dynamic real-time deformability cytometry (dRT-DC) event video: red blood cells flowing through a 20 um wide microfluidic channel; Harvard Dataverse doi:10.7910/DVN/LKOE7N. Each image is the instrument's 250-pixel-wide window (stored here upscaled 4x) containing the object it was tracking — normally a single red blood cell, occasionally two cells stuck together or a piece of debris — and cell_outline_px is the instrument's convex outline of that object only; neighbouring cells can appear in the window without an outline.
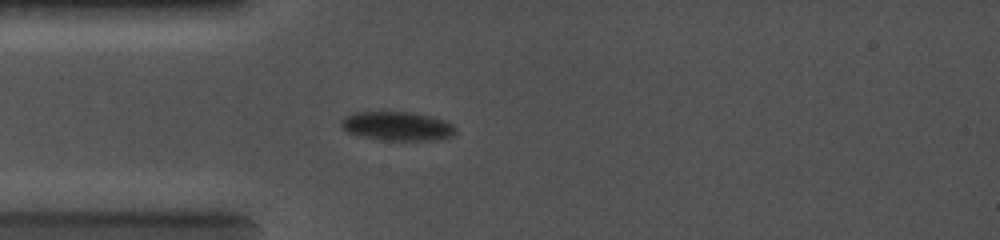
{"species": "common noctule bat (a hibernating species)", "species_latin": "Nyctalus noctula", "temperature_condition": "cold", "stored_images_in_passage": 69, "camera_frame_rate_fps": 5000, "um_per_image_px": 0.085, "animal": {"sex": "female", "body_mass_g": 19.0, "forearm_length_mm": 56.7}, "frame": {"image": 1, "passage_image": 22, "time_ms": 3.4, "image_size_px": [1000, 240], "cell_outline_px": [[456, 132], [452, 136], [440, 140], [380, 140], [348, 132], [340, 124], [340, 120], [344, 116], [352, 112], [412, 112], [432, 116], [444, 120], [452, 124], [456, 128]], "centroid_in_image_um": [33.79, 10.71], "position_along_channel_um": 51.2, "area_um2": 19.42}}
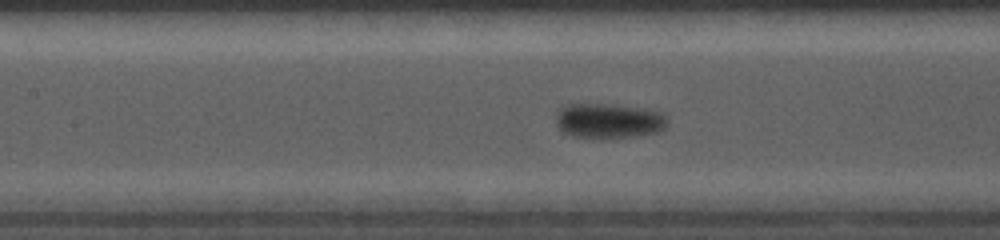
{"frame": {"image": 2, "passage_image": 42, "time_ms": 5.8, "image_size_px": [1000, 240], "cell_outline_px": [[668, 124], [660, 132], [632, 136], [600, 140], [572, 136], [564, 132], [556, 124], [556, 116], [560, 108], [568, 104], [612, 104], [644, 108], [660, 112], [668, 120]], "centroid_in_image_um": [51.74, 10.29], "position_along_channel_um": 155.7, "area_um2": 23.12}}
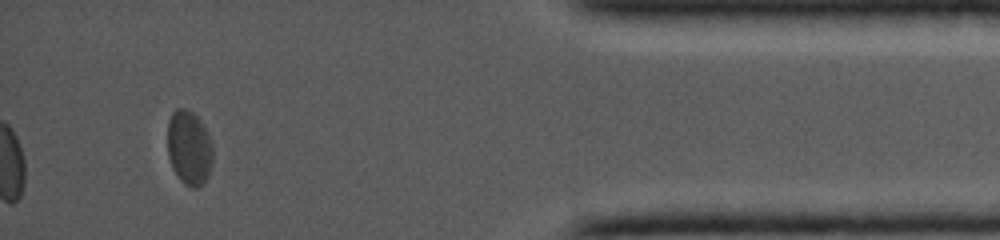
{"frame": {"image": 3, "passage_image": 69, "time_ms": 12.4, "image_size_px": [1000, 240], "cell_outline_px": [[212, 164], [208, 176], [204, 184], [196, 188], [192, 188], [184, 184], [180, 180], [172, 168], [168, 156], [168, 120], [172, 112], [176, 108], [184, 108], [192, 112], [200, 120], [212, 144]], "centroid_in_image_um": [16.07, 12.59], "position_along_channel_um": 419.1, "area_um2": 19.77}}